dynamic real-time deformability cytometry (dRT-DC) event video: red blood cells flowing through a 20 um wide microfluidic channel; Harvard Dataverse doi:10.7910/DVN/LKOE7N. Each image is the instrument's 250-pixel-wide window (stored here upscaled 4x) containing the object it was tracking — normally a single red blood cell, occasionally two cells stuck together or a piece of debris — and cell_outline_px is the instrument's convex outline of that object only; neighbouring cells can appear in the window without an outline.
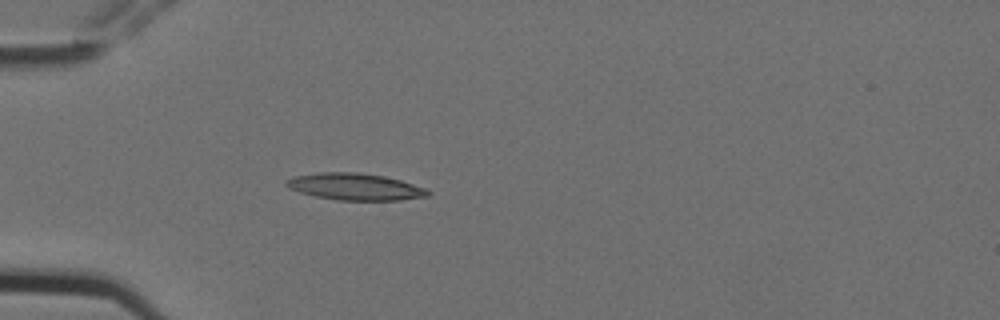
{"species": "Egyptian fruit bat (a non-hibernating species)", "species_latin": "Rousettus aegyptiacus", "temperature_condition": "cold", "stored_images_in_passage": 4, "camera_frame_rate_fps": 3000, "um_per_image_px": 0.085, "animal": {"sex": "female"}, "frame": {"image": 1, "passage_image": 4, "time_ms": 1.0, "image_size_px": [1000, 320], "cell_outline_px": [[432, 192], [428, 196], [400, 200], [336, 200], [316, 196], [300, 192], [288, 188], [284, 184], [284, 180], [292, 176], [320, 172], [356, 172], [384, 176], [400, 180], [424, 188]], "centroid_in_image_um": [30.13, 15.86], "position_along_channel_um": 54.9, "area_um2": 22.14}}